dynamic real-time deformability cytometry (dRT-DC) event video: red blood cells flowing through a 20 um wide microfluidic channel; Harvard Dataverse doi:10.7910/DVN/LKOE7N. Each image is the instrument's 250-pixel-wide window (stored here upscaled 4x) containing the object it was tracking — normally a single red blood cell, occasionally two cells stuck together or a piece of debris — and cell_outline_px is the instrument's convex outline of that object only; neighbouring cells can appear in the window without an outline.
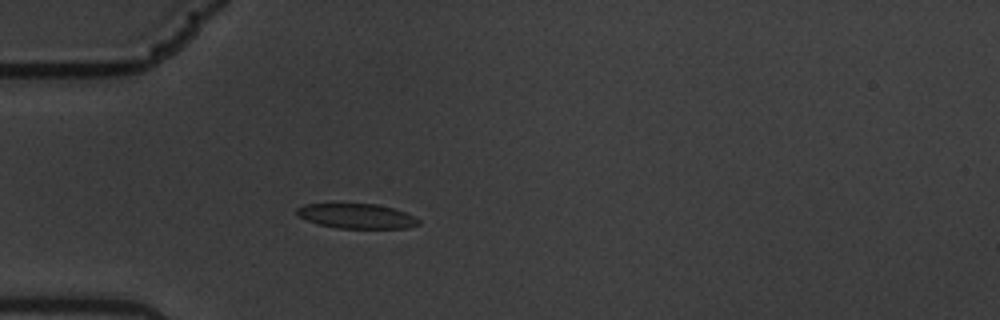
{"species": "common noctule bat (a hibernating species)", "species_latin": "Nyctalus noctula", "temperature_condition": "warm", "stored_images_in_passage": 45, "camera_frame_rate_fps": 3000, "um_per_image_px": 0.085, "animal": {"sex": "male", "body_mass_g": 19.5, "forearm_length_mm": 54.6}, "frame": {"image": 1, "passage_image": 6, "time_ms": 1.667, "image_size_px": [1000, 320], "cell_outline_px": [[420, 224], [408, 228], [340, 228], [320, 224], [296, 216], [296, 208], [304, 204], [376, 204], [392, 208], [404, 212], [420, 220]], "centroid_in_image_um": [30.3, 18.36], "position_along_channel_um": 54.7, "area_um2": 17.4}}
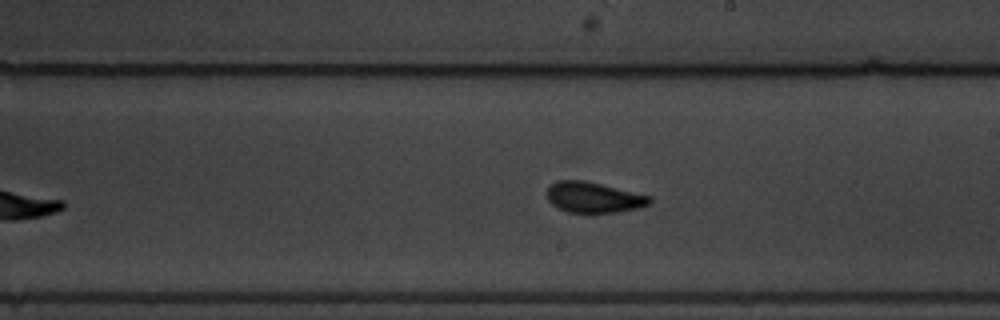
{"frame": {"image": 2, "passage_image": 23, "time_ms": 7.333, "image_size_px": [1000, 320], "cell_outline_px": [[652, 204], [640, 208], [592, 216], [568, 212], [552, 204], [548, 200], [544, 192], [548, 184], [556, 180], [584, 180], [652, 196]], "centroid_in_image_um": [50.43, 16.81], "position_along_channel_um": 238.6, "area_um2": 19.31}}
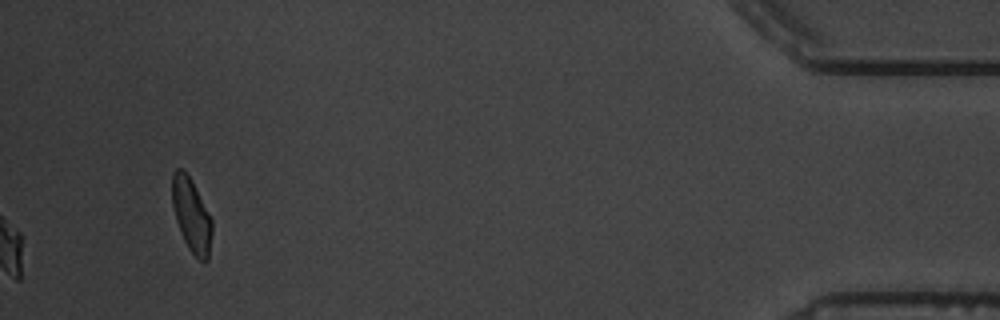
{"frame": {"image": 3, "passage_image": 45, "time_ms": 14.667, "image_size_px": [1000, 320], "cell_outline_px": [[212, 232], [208, 260], [204, 264], [188, 248], [180, 232], [176, 220], [172, 204], [172, 172], [176, 168], [184, 168], [208, 212], [212, 220]], "centroid_in_image_um": [16.26, 18.3], "position_along_channel_um": 418.9, "area_um2": 16.99}, "authors_computed_cell_mechanics": {"area_um2": 17.8602, "velocity_mm_per_s": 3.4004, "shape_relaxation_time_tau1_ms": 4.5771, "shape_relaxation_time_tau2_ms": 1.3403, "deformation_change_tau1": 0.1536, "deformation_change_tau2": 0.0638}}